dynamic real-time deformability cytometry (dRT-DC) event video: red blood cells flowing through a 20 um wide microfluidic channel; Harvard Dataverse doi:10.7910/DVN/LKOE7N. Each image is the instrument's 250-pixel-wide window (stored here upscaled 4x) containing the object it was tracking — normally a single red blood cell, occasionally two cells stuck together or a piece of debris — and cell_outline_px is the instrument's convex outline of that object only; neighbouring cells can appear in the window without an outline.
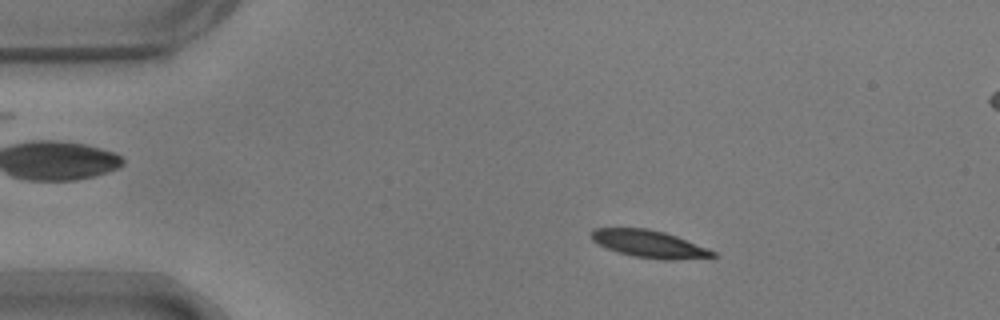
{"species": "common noctule bat (a hibernating species)", "species_latin": "Nyctalus noctula", "temperature_condition": "warm", "stored_images_in_passage": 55, "segment_of_instrument_passage": [1, 2], "camera_frame_rate_fps": 3000, "um_per_image_px": 0.085, "animal": {"sex": "male", "body_mass_g": 17.9}, "frame": {"image": 1, "passage_image": 9, "time_ms": 2.667, "image_size_px": [1000, 320], "cell_outline_px": [[716, 256], [672, 260], [664, 260], [632, 256], [608, 248], [592, 240], [592, 232], [596, 228], [648, 228], [664, 232], [676, 236], [716, 252]], "centroid_in_image_um": [55.19, 20.73], "position_along_channel_um": 29.8, "area_um2": 18.9}}
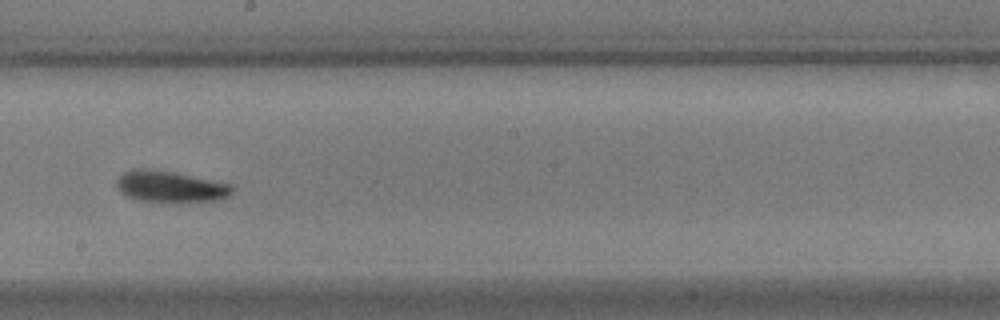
{"frame": {"image": 2, "passage_image": 30, "time_ms": 9.667, "image_size_px": [1000, 320], "cell_outline_px": [[236, 188], [228, 196], [220, 200], [140, 200], [128, 196], [120, 192], [116, 184], [116, 180], [124, 172], [140, 168], [172, 172], [232, 184]], "centroid_in_image_um": [14.49, 15.84], "position_along_channel_um": 233.7, "area_um2": 20.29}}
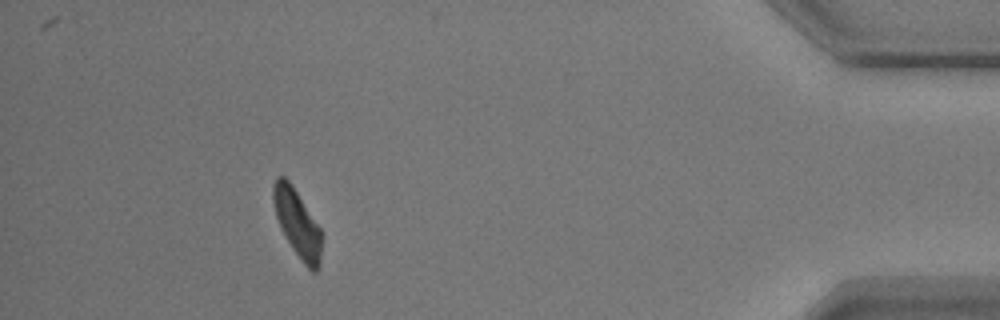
{"frame": {"image": 3, "passage_image": 49, "time_ms": 16.0, "image_size_px": [1000, 320], "cell_outline_px": [[320, 264], [316, 272], [312, 272], [304, 264], [292, 248], [280, 228], [276, 216], [272, 200], [272, 184], [276, 176], [284, 176], [288, 180], [320, 228]], "centroid_in_image_um": [25.22, 18.96], "position_along_channel_um": 410.0, "area_um2": 18.67}}